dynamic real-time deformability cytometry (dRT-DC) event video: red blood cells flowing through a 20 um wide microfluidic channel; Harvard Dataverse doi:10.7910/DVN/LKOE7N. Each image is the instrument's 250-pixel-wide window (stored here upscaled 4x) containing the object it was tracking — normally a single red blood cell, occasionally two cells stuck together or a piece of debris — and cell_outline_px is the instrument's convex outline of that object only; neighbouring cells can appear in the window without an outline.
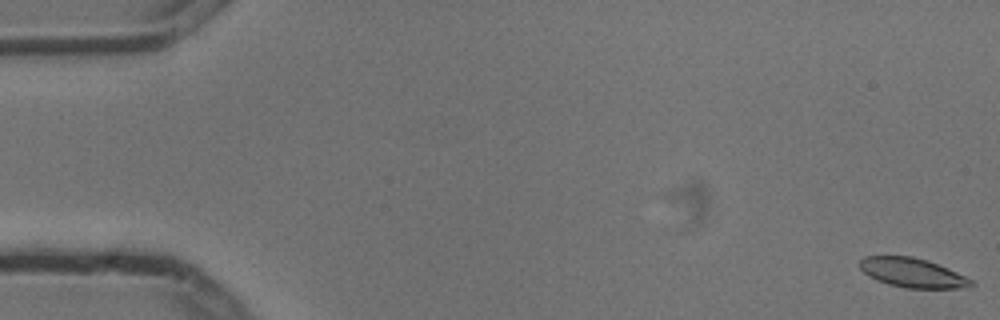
{"species": "common noctule bat (a hibernating species)", "species_latin": "Nyctalus noctula", "temperature_condition": "cold", "stored_images_in_passage": 11, "camera_frame_rate_fps": 3000, "um_per_image_px": 0.085, "animal": {"sex": "male", "body_mass_g": 13.3}, "frame": {"image": 1, "passage_image": 1, "time_ms": 0.0, "image_size_px": [1000, 320], "cell_outline_px": [[976, 284], [972, 288], [904, 288], [888, 284], [876, 280], [868, 276], [860, 268], [860, 260], [864, 256], [912, 256], [948, 268], [972, 280]], "centroid_in_image_um": [77.57, 23.2], "position_along_channel_um": 7.4, "area_um2": 19.02}}
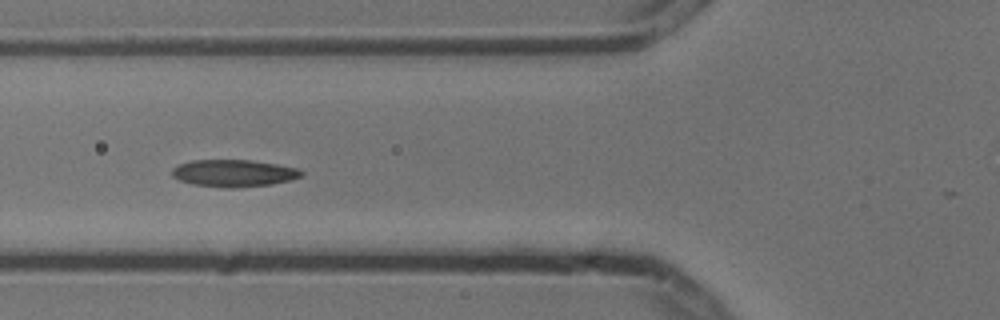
{"frame": {"image": 2, "passage_image": 6, "time_ms": 1.667, "image_size_px": [1000, 320], "cell_outline_px": [[304, 172], [300, 176], [292, 180], [272, 184], [232, 188], [224, 188], [192, 184], [180, 180], [172, 176], [172, 168], [180, 164], [192, 160], [252, 160], [300, 168]], "centroid_in_image_um": [19.89, 14.72], "position_along_channel_um": 105.9, "area_um2": 20.52}}
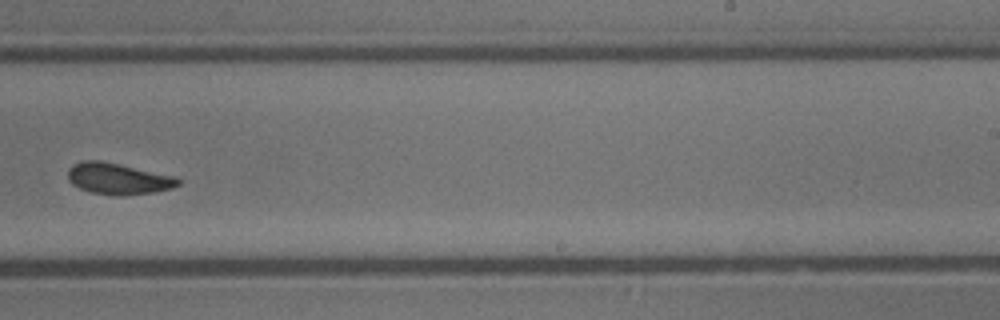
{"frame": {"image": 3, "passage_image": 10, "time_ms": 3.0, "image_size_px": [1000, 320], "cell_outline_px": [[180, 184], [172, 188], [156, 192], [124, 196], [112, 196], [92, 192], [80, 188], [72, 184], [68, 180], [68, 168], [72, 164], [80, 160], [100, 160], [176, 176], [180, 180]], "centroid_in_image_um": [10.03, 15.19], "position_along_channel_um": 279.0, "area_um2": 20.4}}